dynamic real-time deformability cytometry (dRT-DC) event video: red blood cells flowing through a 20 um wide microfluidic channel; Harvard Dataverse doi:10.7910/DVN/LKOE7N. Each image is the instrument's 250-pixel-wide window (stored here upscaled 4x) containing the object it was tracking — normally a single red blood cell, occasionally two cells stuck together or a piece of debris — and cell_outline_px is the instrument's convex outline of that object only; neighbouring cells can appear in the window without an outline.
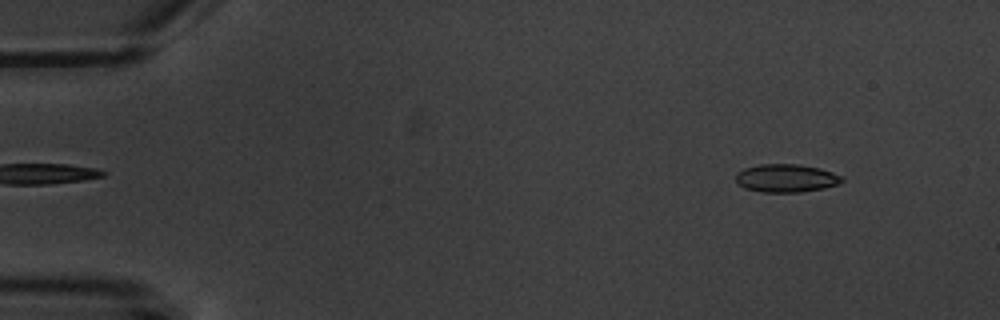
{"species": "common noctule bat (a hibernating species)", "species_latin": "Nyctalus noctula", "temperature_condition": "warm", "stored_images_in_passage": 4, "camera_frame_rate_fps": 3000, "um_per_image_px": 0.085, "animal": {"sex": "male", "body_mass_g": 20.1, "forearm_length_mm": 53.5}, "frame": {"image": 1, "passage_image": 1, "time_ms": 0.0, "image_size_px": [1000, 320], "cell_outline_px": [[844, 180], [840, 184], [824, 188], [800, 192], [760, 192], [744, 188], [736, 180], [736, 172], [744, 168], [760, 164], [800, 164], [820, 168], [844, 176]], "centroid_in_image_um": [66.85, 15.14], "position_along_channel_um": 18.1, "area_um2": 17.57}}
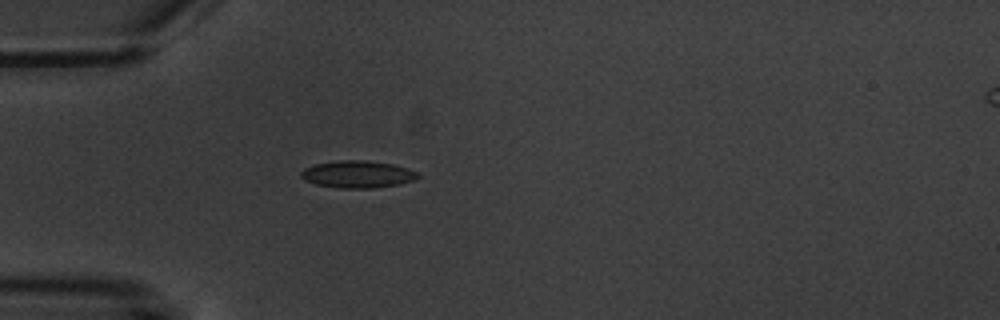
{"frame": {"image": 2, "passage_image": 4, "time_ms": 3.667, "image_size_px": [1000, 320], "cell_outline_px": [[420, 176], [412, 180], [400, 184], [372, 188], [336, 188], [316, 184], [304, 180], [300, 176], [300, 172], [304, 168], [312, 164], [340, 160], [360, 160], [392, 164], [408, 168], [416, 172]], "centroid_in_image_um": [30.34, 14.81], "position_along_channel_um": 54.7, "area_um2": 18.5}}